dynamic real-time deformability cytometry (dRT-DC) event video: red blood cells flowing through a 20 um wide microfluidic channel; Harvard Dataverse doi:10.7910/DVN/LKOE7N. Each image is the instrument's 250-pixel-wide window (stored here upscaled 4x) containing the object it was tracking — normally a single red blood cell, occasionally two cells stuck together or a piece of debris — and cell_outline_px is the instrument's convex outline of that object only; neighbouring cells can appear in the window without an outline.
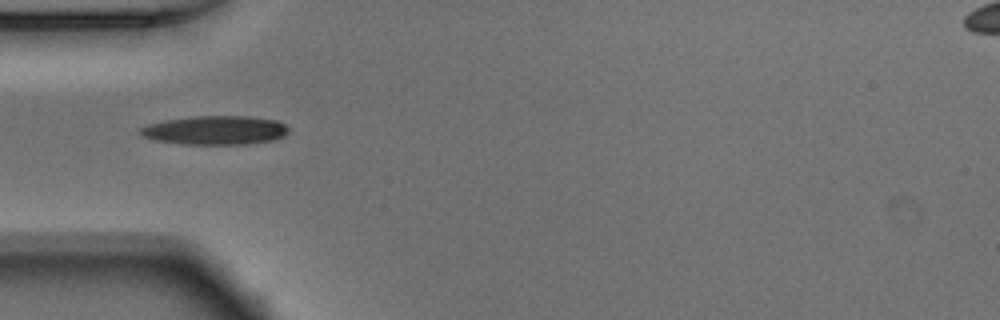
{"species": "Egyptian fruit bat (a non-hibernating species)", "species_latin": "Rousettus aegyptiacus", "temperature_condition": "warm", "stored_images_in_passage": 36, "camera_frame_rate_fps": 3000, "um_per_image_px": 0.085, "animal": {"sex": "male"}, "frame": {"image": 1, "passage_image": 1, "time_ms": 0.0, "image_size_px": [1000, 320], "cell_outline_px": [[288, 132], [284, 136], [272, 140], [248, 144], [180, 144], [156, 140], [144, 136], [136, 132], [140, 128], [148, 124], [164, 120], [196, 116], [248, 116], [276, 120], [284, 124], [288, 128]], "centroid_in_image_um": [18.28, 11.07], "position_along_channel_um": 66.7, "area_um2": 24.97}}
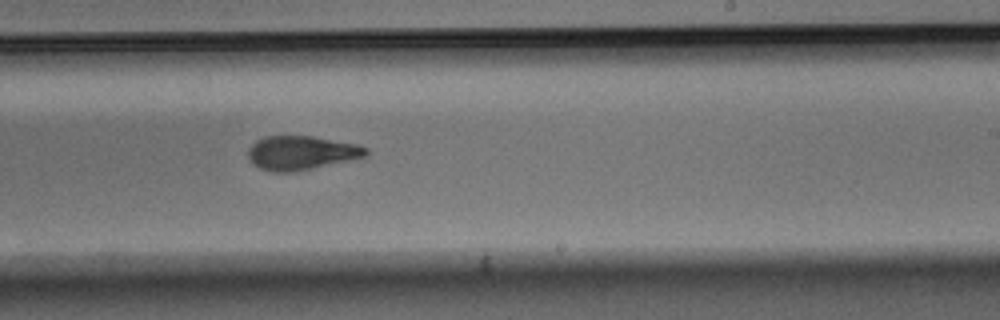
{"frame": {"image": 2, "passage_image": 16, "time_ms": 5.0, "image_size_px": [1000, 320], "cell_outline_px": [[368, 156], [296, 172], [272, 172], [260, 168], [252, 164], [248, 160], [248, 148], [256, 140], [264, 136], [312, 136], [356, 144], [368, 148]], "centroid_in_image_um": [25.58, 13.0], "position_along_channel_um": 263.4, "area_um2": 23.52}}
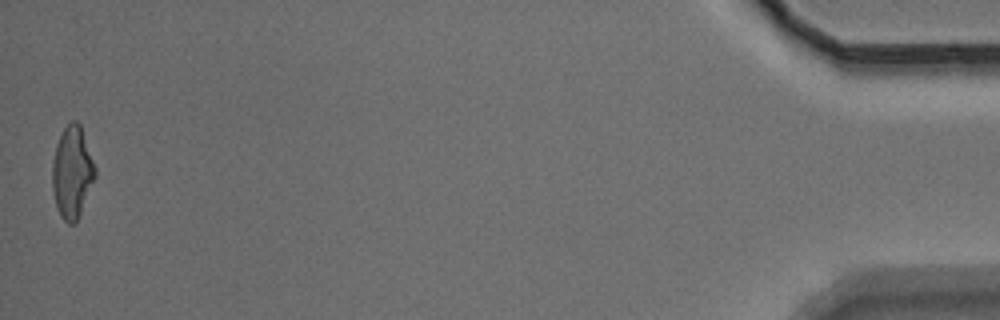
{"frame": {"image": 3, "passage_image": 36, "time_ms": 11.667, "image_size_px": [1000, 320], "cell_outline_px": [[96, 176], [80, 212], [76, 220], [72, 224], [68, 224], [60, 216], [56, 208], [52, 188], [52, 164], [56, 144], [64, 128], [72, 120], [76, 120], [80, 124], [96, 168]], "centroid_in_image_um": [6.12, 14.64], "position_along_channel_um": 429.1, "area_um2": 22.77}, "authors_computed_cell_mechanics": {"area_um2": 23.7847, "velocity_mm_per_s": 3.9157, "shape_relaxation_time_tau1_ms": 3.6332, "shape_relaxation_time_tau2_ms": 2.0586, "deformation_change_tau1": 0.1696, "deformation_change_tau2": 0.0924}}